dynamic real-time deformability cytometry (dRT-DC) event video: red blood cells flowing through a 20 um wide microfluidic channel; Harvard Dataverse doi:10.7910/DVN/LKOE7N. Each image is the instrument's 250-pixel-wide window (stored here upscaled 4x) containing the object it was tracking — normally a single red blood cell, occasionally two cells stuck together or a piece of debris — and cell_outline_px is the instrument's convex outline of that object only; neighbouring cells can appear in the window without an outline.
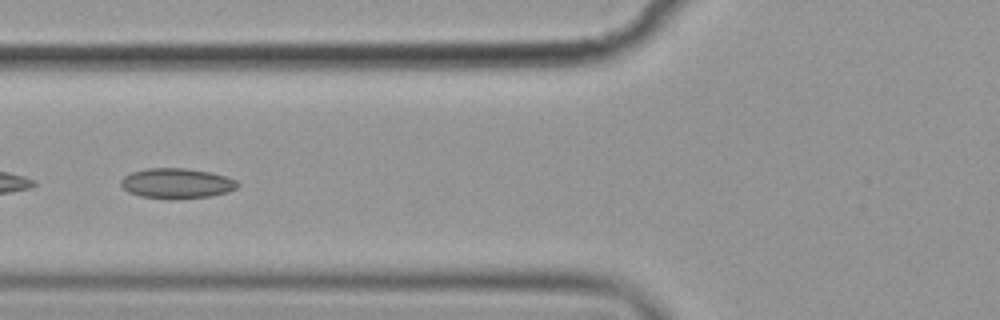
{"species": "common noctule bat (a hibernating species)", "species_latin": "Nyctalus noctula", "temperature_condition": "cold", "stored_images_in_passage": 47, "camera_frame_rate_fps": 3000, "um_per_image_px": 0.085, "animal": {"sex": "female", "body_mass_g": 19.9}, "frame": {"image": 1, "passage_image": 14, "time_ms": 4.333, "image_size_px": [1000, 320], "cell_outline_px": [[240, 184], [236, 188], [228, 192], [212, 196], [176, 200], [168, 200], [140, 196], [128, 192], [120, 184], [120, 180], [124, 176], [132, 172], [148, 168], [184, 168], [212, 172], [236, 180]], "centroid_in_image_um": [15.02, 15.6], "position_along_channel_um": 110.8, "area_um2": 20.87}, "authors_computed_cell_mechanics": {"area_um2": 21.2704, "velocity_mm_per_s": 3.5588, "shape_relaxation_time_tau1_ms": null, "shape_relaxation_time_tau2_ms": 4.0065, "deformation_change_tau1": null, "deformation_change_tau2": 0.1025}}